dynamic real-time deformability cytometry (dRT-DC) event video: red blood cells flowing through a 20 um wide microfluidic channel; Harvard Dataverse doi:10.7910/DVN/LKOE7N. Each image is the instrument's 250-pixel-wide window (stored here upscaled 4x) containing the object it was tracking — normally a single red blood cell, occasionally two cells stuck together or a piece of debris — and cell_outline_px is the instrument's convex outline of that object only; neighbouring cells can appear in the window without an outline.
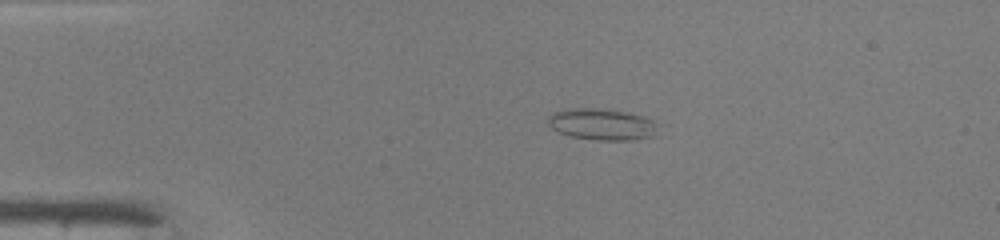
{"species": "common noctule bat (a hibernating species)", "species_latin": "Nyctalus noctula", "temperature_condition": "warm", "stored_images_in_passage": 39, "camera_frame_rate_fps": 3000, "um_per_image_px": 0.085, "animal": {"sex": "male", "body_mass_g": 19.0, "forearm_length_mm": 50.8}, "frame": {"image": 1, "passage_image": 1, "time_ms": 0.0, "image_size_px": [1000, 240], "cell_outline_px": [[660, 124], [656, 136], [636, 140], [596, 140], [572, 136], [560, 132], [552, 128], [548, 124], [548, 116], [552, 112], [564, 108], [600, 108], [628, 112], [644, 116]], "centroid_in_image_um": [51.22, 10.56], "position_along_channel_um": 33.8, "area_um2": 20.63}}
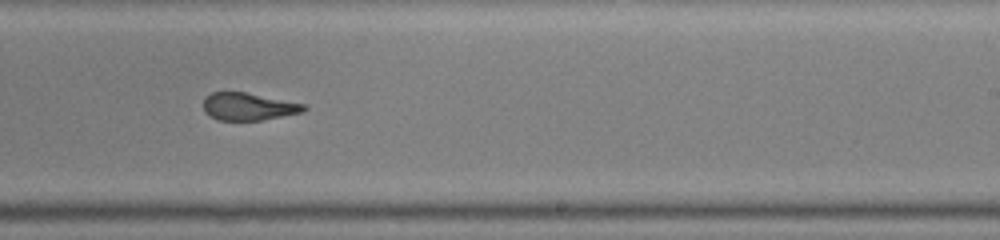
{"frame": {"image": 2, "passage_image": 21, "time_ms": 6.667, "image_size_px": [1000, 240], "cell_outline_px": [[308, 108], [304, 112], [260, 120], [216, 120], [204, 112], [204, 96], [212, 92], [244, 92], [304, 104]], "centroid_in_image_um": [21.08, 9.06], "position_along_channel_um": 267.9, "area_um2": 16.01}}
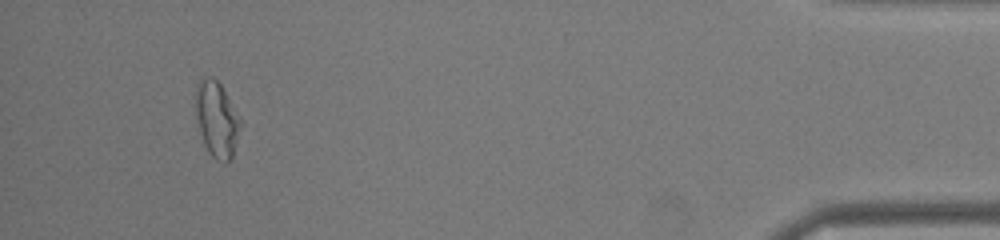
{"frame": {"image": 3, "passage_image": 36, "time_ms": 11.667, "image_size_px": [1000, 240], "cell_outline_px": [[244, 124], [232, 156], [224, 164], [216, 160], [208, 152], [204, 144], [200, 132], [196, 116], [196, 88], [200, 80], [204, 76], [212, 76], [220, 84]], "centroid_in_image_um": [18.45, 10.17], "position_along_channel_um": 416.7, "area_um2": 19.88}, "authors_computed_cell_mechanics": {"area_um2": 17.9758, "velocity_mm_per_s": 4.2578, "shape_relaxation_time_tau1_ms": null, "shape_relaxation_time_tau2_ms": 1.5744, "deformation_change_tau1": null, "deformation_change_tau2": 0.0971}}